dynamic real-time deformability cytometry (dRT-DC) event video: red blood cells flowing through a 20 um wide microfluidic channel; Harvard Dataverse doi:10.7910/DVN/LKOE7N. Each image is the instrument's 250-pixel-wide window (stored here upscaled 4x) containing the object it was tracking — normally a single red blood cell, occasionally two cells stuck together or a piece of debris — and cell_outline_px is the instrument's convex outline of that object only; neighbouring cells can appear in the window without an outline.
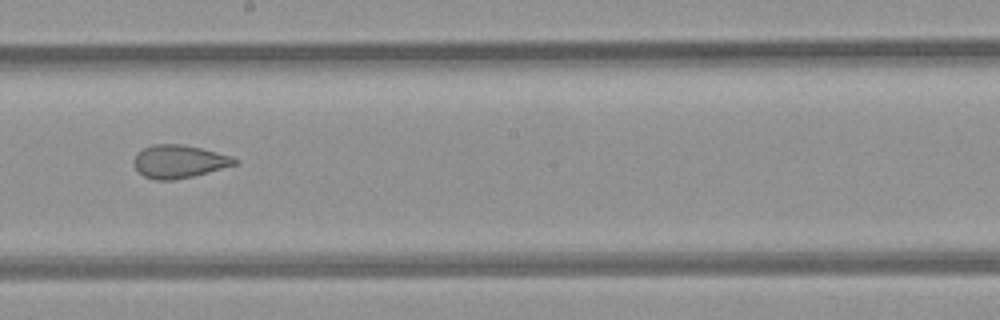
{"species": "common noctule bat (a hibernating species)", "species_latin": "Nyctalus noctula", "temperature_condition": "room temperature", "stored_images_in_passage": 9, "camera_frame_rate_fps": 3000, "um_per_image_px": 0.085, "animal": {"sex": "female", "body_mass_g": 21.9}, "frame": {"image": 1, "passage_image": 8, "time_ms": 9.0, "image_size_px": [1000, 320], "cell_outline_px": [[240, 160], [236, 164], [192, 176], [172, 180], [156, 180], [144, 176], [136, 168], [132, 160], [144, 148], [152, 144], [180, 144], [200, 148], [232, 156]], "centroid_in_image_um": [15.21, 13.72], "position_along_channel_um": 233.0, "area_um2": 19.07}}
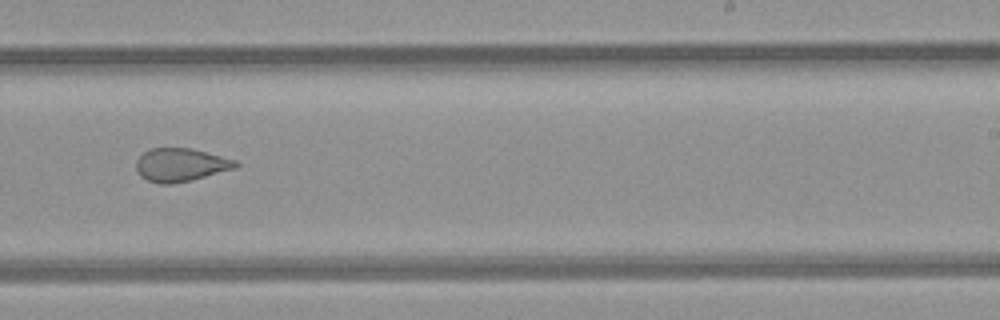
{"frame": {"image": 2, "passage_image": 9, "time_ms": 10.0, "image_size_px": [1000, 320], "cell_outline_px": [[240, 164], [236, 168], [192, 180], [172, 184], [160, 184], [148, 180], [140, 176], [136, 168], [136, 160], [144, 152], [152, 148], [192, 148], [236, 160]], "centroid_in_image_um": [15.37, 14.01], "position_along_channel_um": 273.6, "area_um2": 19.31}}